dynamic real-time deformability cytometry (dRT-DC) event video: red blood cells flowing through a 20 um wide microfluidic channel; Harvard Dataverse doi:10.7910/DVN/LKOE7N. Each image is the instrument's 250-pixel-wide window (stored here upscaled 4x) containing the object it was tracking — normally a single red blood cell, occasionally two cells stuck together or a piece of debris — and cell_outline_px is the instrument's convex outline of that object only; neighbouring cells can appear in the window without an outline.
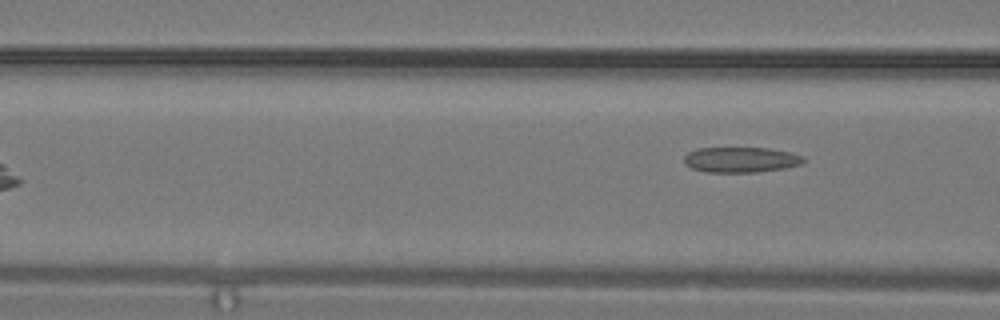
{"species": "common noctule bat (a hibernating species)", "species_latin": "Nyctalus noctula", "temperature_condition": "warm", "stored_images_in_passage": 3, "camera_frame_rate_fps": 3000, "um_per_image_px": 0.085, "animal": {"sex": "male", "body_mass_g": 19.2, "forearm_length_mm": 51.8}, "frame": {"image": 1, "passage_image": 3, "time_ms": 0.667, "image_size_px": [1000, 320], "cell_outline_px": [[804, 160], [800, 164], [784, 168], [756, 172], [704, 172], [692, 168], [684, 164], [684, 156], [688, 152], [696, 148], [768, 148], [788, 152], [804, 156]], "centroid_in_image_um": [62.92, 13.57], "position_along_channel_um": 103.7, "area_um2": 17.63}}